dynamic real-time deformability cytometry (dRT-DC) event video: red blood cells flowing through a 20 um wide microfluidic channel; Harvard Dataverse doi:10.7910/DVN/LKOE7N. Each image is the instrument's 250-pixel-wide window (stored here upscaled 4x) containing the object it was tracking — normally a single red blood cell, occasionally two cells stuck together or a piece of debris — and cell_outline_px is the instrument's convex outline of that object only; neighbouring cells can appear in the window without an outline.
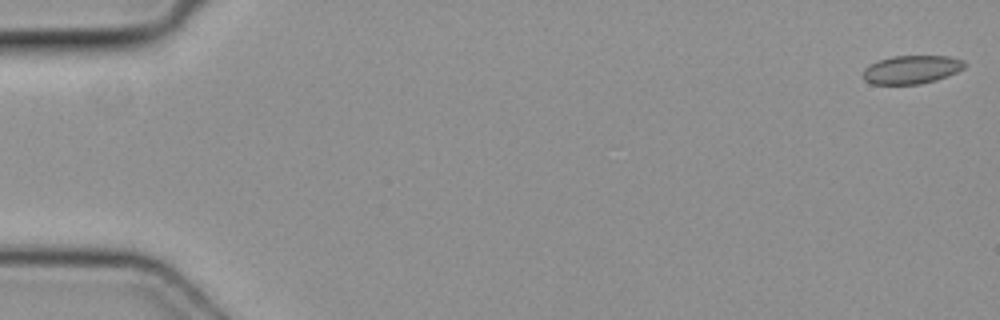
{"species": "common noctule bat (a hibernating species)", "species_latin": "Nyctalus noctula", "temperature_condition": "cold", "stored_images_in_passage": 50, "camera_frame_rate_fps": 3000, "um_per_image_px": 0.085, "animal": {"sex": "female", "body_mass_g": 19.3, "forearm_length_mm": 54.1}, "frame": {"image": 1, "passage_image": 1, "time_ms": 0.0, "image_size_px": [1000, 320], "cell_outline_px": [[968, 64], [964, 68], [948, 76], [936, 80], [920, 84], [872, 84], [864, 80], [864, 68], [868, 64], [892, 56], [948, 56], [964, 60]], "centroid_in_image_um": [77.5, 5.91], "position_along_channel_um": 7.5, "area_um2": 16.88}}
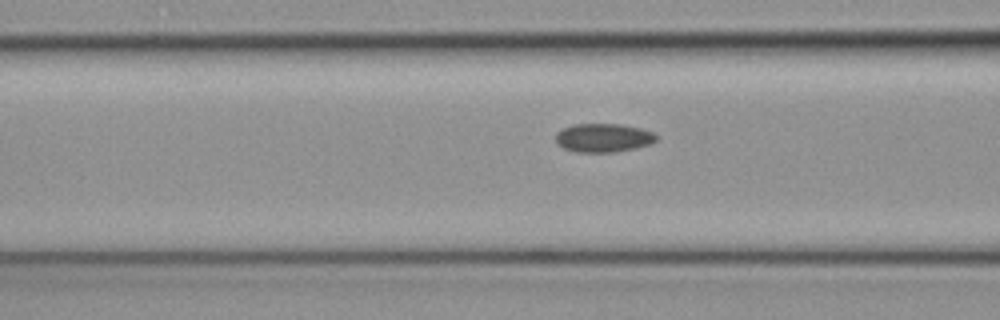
{"frame": {"image": 2, "passage_image": 20, "time_ms": 6.333, "image_size_px": [1000, 320], "cell_outline_px": [[656, 140], [652, 144], [616, 152], [576, 152], [564, 148], [556, 144], [556, 132], [564, 128], [576, 124], [620, 124], [640, 128], [652, 132], [656, 136]], "centroid_in_image_um": [51.27, 11.72], "position_along_channel_um": 115.3, "area_um2": 16.76}}
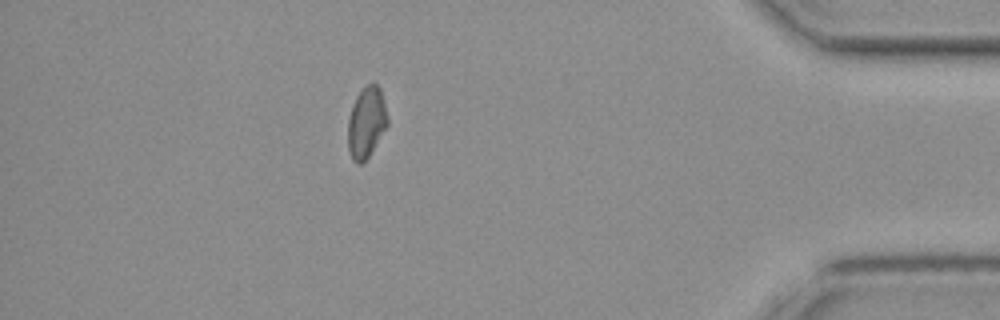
{"frame": {"image": 3, "passage_image": 44, "time_ms": 14.333, "image_size_px": [1000, 320], "cell_outline_px": [[388, 124], [368, 156], [360, 164], [356, 164], [352, 160], [348, 148], [348, 120], [352, 104], [356, 96], [372, 80], [380, 88], [388, 116]], "centroid_in_image_um": [31.13, 10.38], "position_along_channel_um": 404.1, "area_um2": 16.3}}